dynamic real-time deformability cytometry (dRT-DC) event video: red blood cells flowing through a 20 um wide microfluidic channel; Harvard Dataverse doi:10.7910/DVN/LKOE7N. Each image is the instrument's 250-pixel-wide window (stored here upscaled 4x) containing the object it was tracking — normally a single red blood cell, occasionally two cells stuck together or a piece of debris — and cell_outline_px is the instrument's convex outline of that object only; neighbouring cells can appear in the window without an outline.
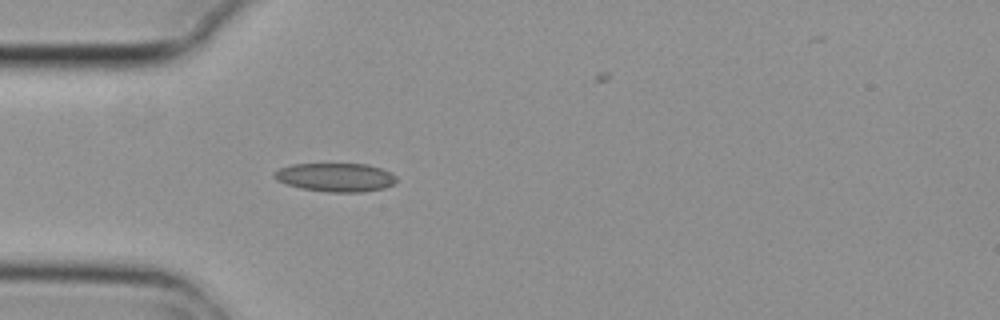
{"species": "common noctule bat (a hibernating species)", "species_latin": "Nyctalus noctula", "temperature_condition": "cold", "stored_images_in_passage": 1, "camera_frame_rate_fps": 3000, "um_per_image_px": 0.085, "animal": {"sex": "female", "body_mass_g": 29.2, "forearm_length_mm": 56.3}, "frame": {"image": 1, "passage_image": 1, "time_ms": 0.0, "image_size_px": [1000, 320], "cell_outline_px": [[396, 184], [384, 188], [364, 192], [328, 192], [300, 188], [276, 180], [272, 176], [272, 172], [280, 168], [292, 164], [368, 164], [392, 172], [396, 176]], "centroid_in_image_um": [28.54, 15.07], "position_along_channel_um": 56.5, "area_um2": 20.58}}